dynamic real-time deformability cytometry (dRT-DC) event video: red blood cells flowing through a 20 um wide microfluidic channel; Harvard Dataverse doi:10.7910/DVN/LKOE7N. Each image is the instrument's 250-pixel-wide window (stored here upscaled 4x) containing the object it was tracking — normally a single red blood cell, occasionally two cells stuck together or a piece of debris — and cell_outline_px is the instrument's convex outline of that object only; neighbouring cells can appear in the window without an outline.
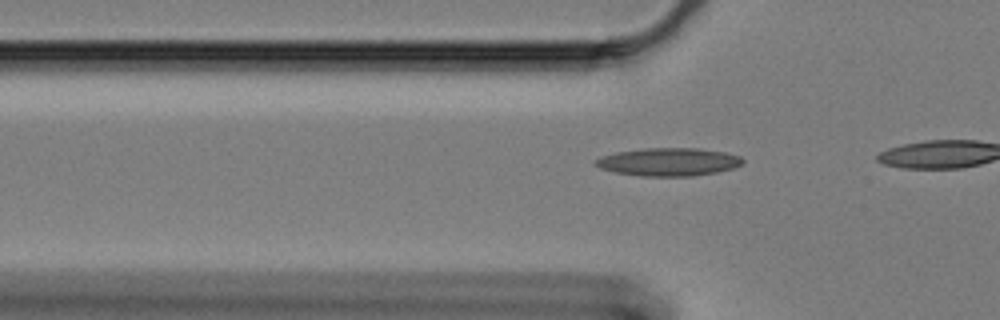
{"species": "Egyptian fruit bat (a non-hibernating species)", "species_latin": "Rousettus aegyptiacus", "temperature_condition": "cold", "stored_images_in_passage": 18, "camera_frame_rate_fps": 3000, "um_per_image_px": 0.085, "animal": {"sex": "female"}, "frame": {"image": 1, "passage_image": 15, "time_ms": 4.667, "image_size_px": [1000, 320], "cell_outline_px": [[744, 164], [732, 168], [716, 172], [692, 176], [640, 176], [616, 172], [600, 168], [592, 164], [600, 156], [616, 152], [644, 148], [700, 148], [724, 152], [740, 156], [744, 160]], "centroid_in_image_um": [56.82, 13.76], "position_along_channel_um": 69.0, "area_um2": 24.1}}